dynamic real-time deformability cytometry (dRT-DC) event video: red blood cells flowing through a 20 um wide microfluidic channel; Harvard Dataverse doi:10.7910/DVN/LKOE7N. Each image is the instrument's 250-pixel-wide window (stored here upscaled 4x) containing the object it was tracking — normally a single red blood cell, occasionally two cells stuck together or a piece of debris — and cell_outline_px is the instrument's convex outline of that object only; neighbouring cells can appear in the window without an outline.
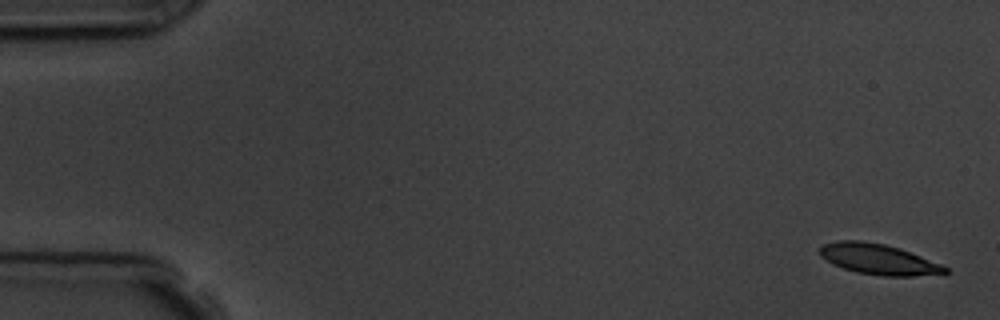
{"species": "common noctule bat (a hibernating species)", "species_latin": "Nyctalus noctula", "temperature_condition": "room temperature", "stored_images_in_passage": 5, "camera_frame_rate_fps": 3000, "um_per_image_px": 0.085, "animal": {"sex": "male", "body_mass_g": 19.5, "forearm_length_mm": 54.6}, "frame": {"image": 1, "passage_image": 1, "time_ms": 0.0, "image_size_px": [1000, 320], "cell_outline_px": [[948, 272], [912, 276], [884, 276], [856, 272], [832, 264], [820, 256], [820, 248], [824, 244], [836, 240], [860, 240], [884, 244], [900, 248], [940, 264], [948, 268]], "centroid_in_image_um": [74.62, 22.02], "position_along_channel_um": 10.4, "area_um2": 22.08}}
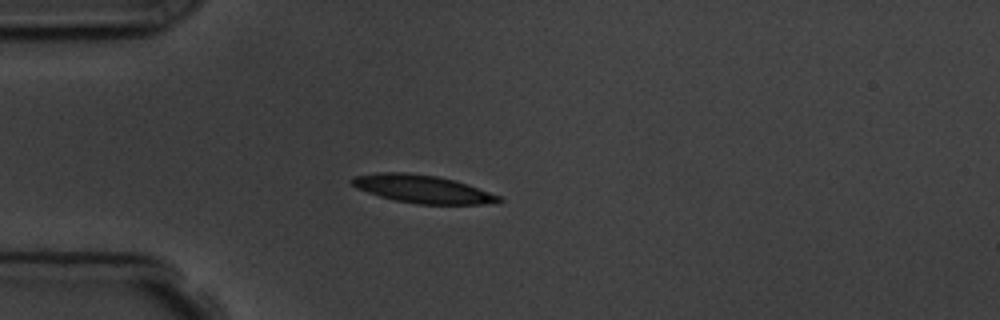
{"frame": {"image": 2, "passage_image": 5, "time_ms": 4.333, "image_size_px": [1000, 320], "cell_outline_px": [[504, 200], [500, 204], [416, 204], [396, 200], [380, 196], [356, 188], [348, 180], [352, 176], [380, 172], [404, 172], [436, 176], [468, 184], [500, 196]], "centroid_in_image_um": [35.92, 16.07], "position_along_channel_um": 49.1, "area_um2": 23.99}}